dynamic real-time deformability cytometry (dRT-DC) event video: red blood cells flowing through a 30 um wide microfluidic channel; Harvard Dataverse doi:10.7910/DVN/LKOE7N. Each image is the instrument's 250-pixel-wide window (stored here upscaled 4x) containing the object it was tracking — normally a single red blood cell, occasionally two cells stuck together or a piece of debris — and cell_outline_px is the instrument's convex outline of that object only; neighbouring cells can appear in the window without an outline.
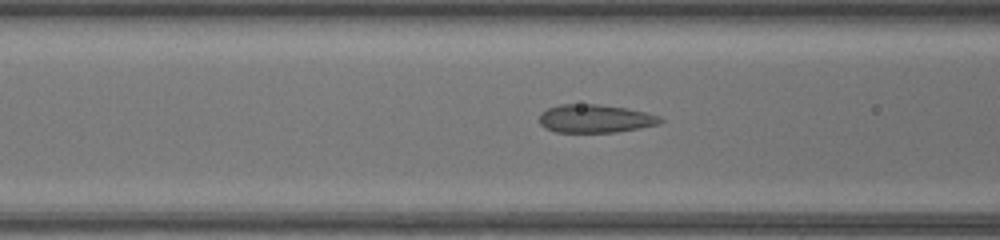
{"species": "common noctule bat (a hibernating species)", "species_latin": "Nyctalus noctula", "temperature_condition": "warm", "stored_images_in_passage": 32, "camera_frame_rate_fps": 3000, "um_per_image_px": 0.085, "animal": {"sex": "female", "body_mass_g": 17.0, "forearm_length_mm": 48.0}, "frame": {"image": 1, "passage_image": 9, "time_ms": 2.667, "image_size_px": [1000, 240], "cell_outline_px": [[664, 120], [660, 124], [640, 128], [616, 132], [556, 132], [544, 128], [540, 124], [540, 112], [548, 108], [560, 104], [596, 104], [624, 108], [644, 112], [660, 116]], "centroid_in_image_um": [50.58, 10.09], "position_along_channel_um": 116.0, "area_um2": 19.88}}
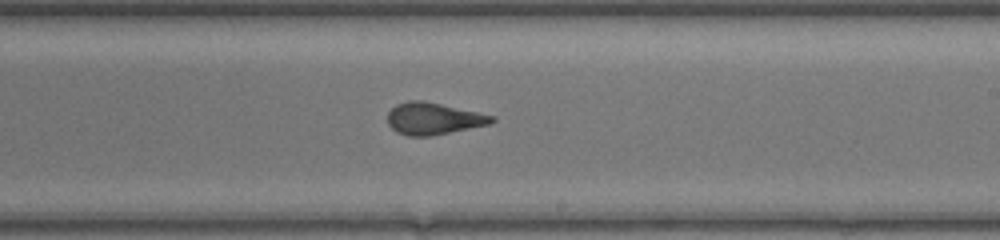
{"frame": {"image": 2, "passage_image": 18, "time_ms": 5.667, "image_size_px": [1000, 240], "cell_outline_px": [[496, 120], [488, 124], [428, 136], [408, 136], [396, 132], [388, 124], [388, 112], [396, 104], [408, 100], [424, 100], [496, 116]], "centroid_in_image_um": [36.81, 10.06], "position_along_channel_um": 252.2, "area_um2": 19.25}}
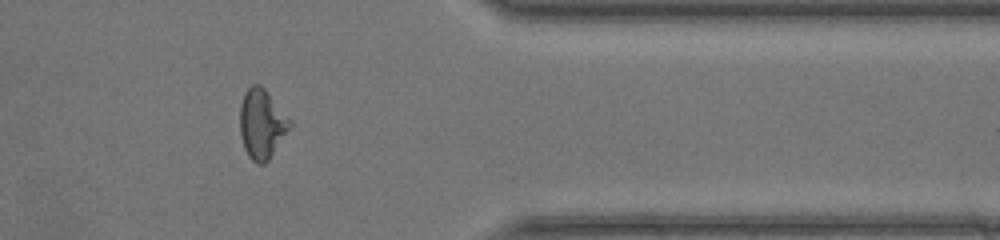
{"frame": {"image": 3, "passage_image": 28, "time_ms": 9.0, "image_size_px": [1000, 240], "cell_outline_px": [[292, 128], [268, 160], [264, 164], [256, 164], [248, 156], [244, 148], [240, 132], [240, 104], [244, 92], [252, 84], [260, 84], [264, 88], [292, 120]], "centroid_in_image_um": [22.27, 10.53], "position_along_channel_um": 389.1, "area_um2": 20.52}}